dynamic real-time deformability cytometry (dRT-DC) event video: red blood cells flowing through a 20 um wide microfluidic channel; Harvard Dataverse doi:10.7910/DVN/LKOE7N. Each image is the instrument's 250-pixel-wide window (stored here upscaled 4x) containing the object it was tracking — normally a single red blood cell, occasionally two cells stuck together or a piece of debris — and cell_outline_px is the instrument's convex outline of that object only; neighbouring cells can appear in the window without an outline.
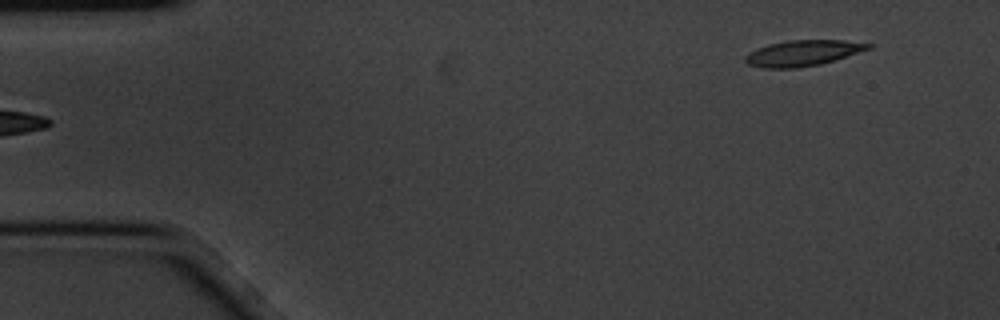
{"species": "common noctule bat (a hibernating species)", "species_latin": "Nyctalus noctula", "temperature_condition": "cold", "stored_images_in_passage": 4, "segment_of_instrument_passage": [2, 2], "camera_frame_rate_fps": 3000, "um_per_image_px": 0.085, "animal": {"sex": "male", "body_mass_g": 20.1, "forearm_length_mm": 53.5}, "frame": {"image": 1, "passage_image": 4, "time_ms": 1.0, "image_size_px": [1000, 320], "cell_outline_px": [[872, 48], [820, 64], [796, 68], [764, 68], [748, 64], [744, 60], [744, 56], [748, 52], [756, 48], [768, 44], [788, 40], [844, 40], [872, 44]], "centroid_in_image_um": [68.19, 4.5], "position_along_channel_um": 16.8, "area_um2": 18.44}}